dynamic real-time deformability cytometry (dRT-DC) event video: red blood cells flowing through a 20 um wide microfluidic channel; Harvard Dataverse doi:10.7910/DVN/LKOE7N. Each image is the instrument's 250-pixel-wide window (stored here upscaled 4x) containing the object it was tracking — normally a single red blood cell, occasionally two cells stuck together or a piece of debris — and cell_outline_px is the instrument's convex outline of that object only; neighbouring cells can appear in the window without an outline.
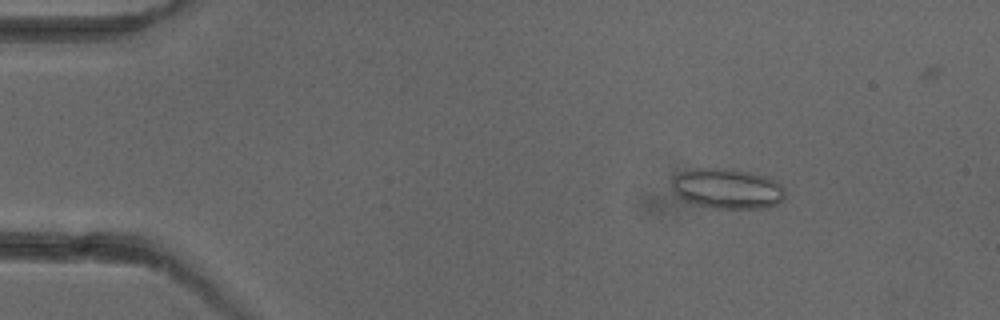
{"species": "common noctule bat (a hibernating species)", "species_latin": "Nyctalus noctula", "temperature_condition": "cold", "stored_images_in_passage": 5, "camera_frame_rate_fps": 3000, "um_per_image_px": 0.085, "animal": {"sex": "female"}, "frame": {"image": 1, "passage_image": 2, "time_ms": 1.333, "image_size_px": [1000, 320], "cell_outline_px": [[784, 200], [776, 204], [764, 208], [712, 208], [696, 204], [680, 196], [672, 188], [672, 176], [680, 172], [696, 168], [732, 168], [764, 176], [780, 184], [784, 188]], "centroid_in_image_um": [61.82, 16.02], "position_along_channel_um": 23.2, "area_um2": 26.36}}